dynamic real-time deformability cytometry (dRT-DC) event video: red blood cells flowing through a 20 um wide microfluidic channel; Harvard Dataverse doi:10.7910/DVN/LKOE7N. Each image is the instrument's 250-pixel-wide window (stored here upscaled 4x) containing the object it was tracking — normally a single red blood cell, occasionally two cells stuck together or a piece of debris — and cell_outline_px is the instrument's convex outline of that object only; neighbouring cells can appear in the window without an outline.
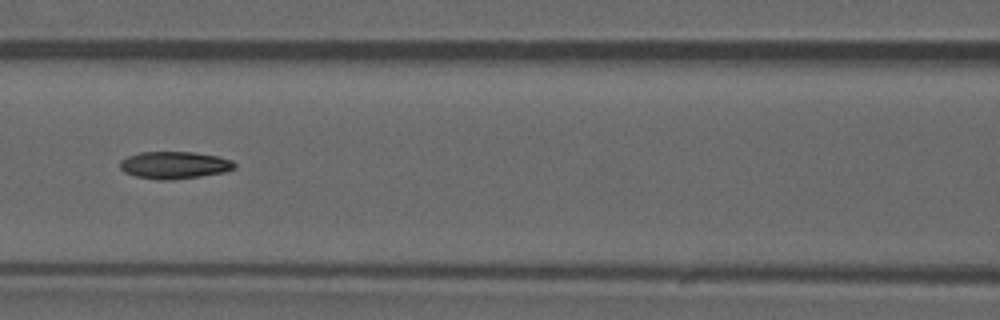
{"species": "common noctule bat (a hibernating species)", "species_latin": "Nyctalus noctula", "temperature_condition": "warm", "stored_images_in_passage": 34, "camera_frame_rate_fps": 3000, "um_per_image_px": 0.085, "animal": {"sex": "male", "forearm_length_mm": 52.5}, "frame": {"image": 1, "passage_image": 10, "time_ms": 3.0, "image_size_px": [1000, 320], "cell_outline_px": [[236, 164], [232, 168], [220, 172], [196, 176], [136, 176], [124, 172], [120, 168], [120, 160], [128, 156], [140, 152], [192, 152], [216, 156], [232, 160]], "centroid_in_image_um": [14.79, 13.96], "position_along_channel_um": 151.8, "area_um2": 16.76}}